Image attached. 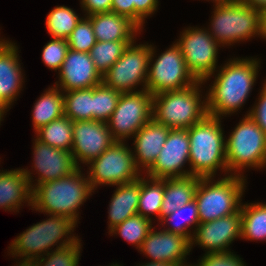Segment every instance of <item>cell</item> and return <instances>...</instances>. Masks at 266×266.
<instances>
[{
  "instance_id": "obj_1",
  "label": "cell",
  "mask_w": 266,
  "mask_h": 266,
  "mask_svg": "<svg viewBox=\"0 0 266 266\" xmlns=\"http://www.w3.org/2000/svg\"><path fill=\"white\" fill-rule=\"evenodd\" d=\"M215 76L206 93L207 113L223 118L237 112L246 103L260 70V59L253 57L228 59ZM218 71V72H217Z\"/></svg>"
},
{
  "instance_id": "obj_2",
  "label": "cell",
  "mask_w": 266,
  "mask_h": 266,
  "mask_svg": "<svg viewBox=\"0 0 266 266\" xmlns=\"http://www.w3.org/2000/svg\"><path fill=\"white\" fill-rule=\"evenodd\" d=\"M81 168L60 179L38 184L32 190V210L65 216L77 224L78 209L94 193Z\"/></svg>"
},
{
  "instance_id": "obj_3",
  "label": "cell",
  "mask_w": 266,
  "mask_h": 266,
  "mask_svg": "<svg viewBox=\"0 0 266 266\" xmlns=\"http://www.w3.org/2000/svg\"><path fill=\"white\" fill-rule=\"evenodd\" d=\"M221 119L207 114L200 122L187 129L190 143V175L213 178L218 170L228 175L226 136L221 127Z\"/></svg>"
},
{
  "instance_id": "obj_4",
  "label": "cell",
  "mask_w": 266,
  "mask_h": 266,
  "mask_svg": "<svg viewBox=\"0 0 266 266\" xmlns=\"http://www.w3.org/2000/svg\"><path fill=\"white\" fill-rule=\"evenodd\" d=\"M48 216L46 220L33 224L15 237L8 247L9 255L15 259L20 257L22 261L32 262L49 253V250L52 251L55 245L58 249L75 244L79 240L78 236L71 233L77 225L73 220L53 214Z\"/></svg>"
},
{
  "instance_id": "obj_5",
  "label": "cell",
  "mask_w": 266,
  "mask_h": 266,
  "mask_svg": "<svg viewBox=\"0 0 266 266\" xmlns=\"http://www.w3.org/2000/svg\"><path fill=\"white\" fill-rule=\"evenodd\" d=\"M204 84L198 81L184 89L153 95L152 118L170 129H189L200 122L208 114L206 95L200 90Z\"/></svg>"
},
{
  "instance_id": "obj_6",
  "label": "cell",
  "mask_w": 266,
  "mask_h": 266,
  "mask_svg": "<svg viewBox=\"0 0 266 266\" xmlns=\"http://www.w3.org/2000/svg\"><path fill=\"white\" fill-rule=\"evenodd\" d=\"M245 178L238 175H224L218 180L214 177L200 178L194 197L198 206L200 223L236 213L240 209L246 189Z\"/></svg>"
},
{
  "instance_id": "obj_7",
  "label": "cell",
  "mask_w": 266,
  "mask_h": 266,
  "mask_svg": "<svg viewBox=\"0 0 266 266\" xmlns=\"http://www.w3.org/2000/svg\"><path fill=\"white\" fill-rule=\"evenodd\" d=\"M225 145L228 175L245 177V168H266V133L249 115L225 138Z\"/></svg>"
},
{
  "instance_id": "obj_8",
  "label": "cell",
  "mask_w": 266,
  "mask_h": 266,
  "mask_svg": "<svg viewBox=\"0 0 266 266\" xmlns=\"http://www.w3.org/2000/svg\"><path fill=\"white\" fill-rule=\"evenodd\" d=\"M213 6L210 28L207 30L220 46H233L232 44L255 36L261 37L259 9L243 4L239 0Z\"/></svg>"
},
{
  "instance_id": "obj_9",
  "label": "cell",
  "mask_w": 266,
  "mask_h": 266,
  "mask_svg": "<svg viewBox=\"0 0 266 266\" xmlns=\"http://www.w3.org/2000/svg\"><path fill=\"white\" fill-rule=\"evenodd\" d=\"M88 165L87 176L94 191L100 185L131 183L143 175L126 142L116 141Z\"/></svg>"
},
{
  "instance_id": "obj_10",
  "label": "cell",
  "mask_w": 266,
  "mask_h": 266,
  "mask_svg": "<svg viewBox=\"0 0 266 266\" xmlns=\"http://www.w3.org/2000/svg\"><path fill=\"white\" fill-rule=\"evenodd\" d=\"M155 50L152 44L146 83V90L152 95L184 89L198 82L187 68L182 51L175 42L158 58Z\"/></svg>"
},
{
  "instance_id": "obj_11",
  "label": "cell",
  "mask_w": 266,
  "mask_h": 266,
  "mask_svg": "<svg viewBox=\"0 0 266 266\" xmlns=\"http://www.w3.org/2000/svg\"><path fill=\"white\" fill-rule=\"evenodd\" d=\"M153 95L146 89L121 93L106 122L115 141L124 142L152 119Z\"/></svg>"
},
{
  "instance_id": "obj_12",
  "label": "cell",
  "mask_w": 266,
  "mask_h": 266,
  "mask_svg": "<svg viewBox=\"0 0 266 266\" xmlns=\"http://www.w3.org/2000/svg\"><path fill=\"white\" fill-rule=\"evenodd\" d=\"M129 44L122 56L102 76V82L121 93L135 92L138 85L146 89L151 44Z\"/></svg>"
},
{
  "instance_id": "obj_13",
  "label": "cell",
  "mask_w": 266,
  "mask_h": 266,
  "mask_svg": "<svg viewBox=\"0 0 266 266\" xmlns=\"http://www.w3.org/2000/svg\"><path fill=\"white\" fill-rule=\"evenodd\" d=\"M175 43L179 46L186 66L197 81L207 82L217 69L218 51L221 47L208 30L190 27L183 30Z\"/></svg>"
},
{
  "instance_id": "obj_14",
  "label": "cell",
  "mask_w": 266,
  "mask_h": 266,
  "mask_svg": "<svg viewBox=\"0 0 266 266\" xmlns=\"http://www.w3.org/2000/svg\"><path fill=\"white\" fill-rule=\"evenodd\" d=\"M72 157L79 168L98 158L116 141L105 122L95 120L73 121ZM80 162V163H79Z\"/></svg>"
},
{
  "instance_id": "obj_15",
  "label": "cell",
  "mask_w": 266,
  "mask_h": 266,
  "mask_svg": "<svg viewBox=\"0 0 266 266\" xmlns=\"http://www.w3.org/2000/svg\"><path fill=\"white\" fill-rule=\"evenodd\" d=\"M189 150L187 129H170L156 161L143 174L161 179L190 176V170L183 169L186 163L189 164Z\"/></svg>"
},
{
  "instance_id": "obj_16",
  "label": "cell",
  "mask_w": 266,
  "mask_h": 266,
  "mask_svg": "<svg viewBox=\"0 0 266 266\" xmlns=\"http://www.w3.org/2000/svg\"><path fill=\"white\" fill-rule=\"evenodd\" d=\"M33 145L34 163L32 164L34 165L32 168L36 170L38 178L33 180L32 174L34 173L27 170L28 168H22L32 190L40 183L68 176L78 168L73 160L71 151L48 146L36 138L34 139ZM34 181L36 182L34 183Z\"/></svg>"
},
{
  "instance_id": "obj_17",
  "label": "cell",
  "mask_w": 266,
  "mask_h": 266,
  "mask_svg": "<svg viewBox=\"0 0 266 266\" xmlns=\"http://www.w3.org/2000/svg\"><path fill=\"white\" fill-rule=\"evenodd\" d=\"M241 238V210L210 222L199 223L191 240L193 245H200L206 253L228 252L229 246ZM229 248V249H228Z\"/></svg>"
},
{
  "instance_id": "obj_18",
  "label": "cell",
  "mask_w": 266,
  "mask_h": 266,
  "mask_svg": "<svg viewBox=\"0 0 266 266\" xmlns=\"http://www.w3.org/2000/svg\"><path fill=\"white\" fill-rule=\"evenodd\" d=\"M139 251L151 261L181 266L187 263L186 257L191 252V241L181 234L163 229L157 232L155 227H152Z\"/></svg>"
},
{
  "instance_id": "obj_19",
  "label": "cell",
  "mask_w": 266,
  "mask_h": 266,
  "mask_svg": "<svg viewBox=\"0 0 266 266\" xmlns=\"http://www.w3.org/2000/svg\"><path fill=\"white\" fill-rule=\"evenodd\" d=\"M58 75L59 80L54 85L63 92L88 89L102 83V76L96 70L90 54L70 48Z\"/></svg>"
},
{
  "instance_id": "obj_20",
  "label": "cell",
  "mask_w": 266,
  "mask_h": 266,
  "mask_svg": "<svg viewBox=\"0 0 266 266\" xmlns=\"http://www.w3.org/2000/svg\"><path fill=\"white\" fill-rule=\"evenodd\" d=\"M18 52L14 42L0 38V96L10 107L25 81Z\"/></svg>"
},
{
  "instance_id": "obj_21",
  "label": "cell",
  "mask_w": 266,
  "mask_h": 266,
  "mask_svg": "<svg viewBox=\"0 0 266 266\" xmlns=\"http://www.w3.org/2000/svg\"><path fill=\"white\" fill-rule=\"evenodd\" d=\"M169 131L170 128L157 123L152 118L132 137L134 138L132 143L134 146L133 157L140 170L145 172L154 164L165 144Z\"/></svg>"
},
{
  "instance_id": "obj_22",
  "label": "cell",
  "mask_w": 266,
  "mask_h": 266,
  "mask_svg": "<svg viewBox=\"0 0 266 266\" xmlns=\"http://www.w3.org/2000/svg\"><path fill=\"white\" fill-rule=\"evenodd\" d=\"M87 17L91 20L96 41H136L135 37L142 31L131 19L114 12Z\"/></svg>"
},
{
  "instance_id": "obj_23",
  "label": "cell",
  "mask_w": 266,
  "mask_h": 266,
  "mask_svg": "<svg viewBox=\"0 0 266 266\" xmlns=\"http://www.w3.org/2000/svg\"><path fill=\"white\" fill-rule=\"evenodd\" d=\"M24 202L32 207V188L23 170H0V208L15 213Z\"/></svg>"
},
{
  "instance_id": "obj_24",
  "label": "cell",
  "mask_w": 266,
  "mask_h": 266,
  "mask_svg": "<svg viewBox=\"0 0 266 266\" xmlns=\"http://www.w3.org/2000/svg\"><path fill=\"white\" fill-rule=\"evenodd\" d=\"M108 208V230L137 214L140 197V178L116 185Z\"/></svg>"
},
{
  "instance_id": "obj_25",
  "label": "cell",
  "mask_w": 266,
  "mask_h": 266,
  "mask_svg": "<svg viewBox=\"0 0 266 266\" xmlns=\"http://www.w3.org/2000/svg\"><path fill=\"white\" fill-rule=\"evenodd\" d=\"M199 179L200 177L193 175L164 178V196L160 210V220L194 199Z\"/></svg>"
},
{
  "instance_id": "obj_26",
  "label": "cell",
  "mask_w": 266,
  "mask_h": 266,
  "mask_svg": "<svg viewBox=\"0 0 266 266\" xmlns=\"http://www.w3.org/2000/svg\"><path fill=\"white\" fill-rule=\"evenodd\" d=\"M63 116V91L53 85L41 94L33 106L32 123L34 131Z\"/></svg>"
},
{
  "instance_id": "obj_27",
  "label": "cell",
  "mask_w": 266,
  "mask_h": 266,
  "mask_svg": "<svg viewBox=\"0 0 266 266\" xmlns=\"http://www.w3.org/2000/svg\"><path fill=\"white\" fill-rule=\"evenodd\" d=\"M241 239L266 241V203H241Z\"/></svg>"
},
{
  "instance_id": "obj_28",
  "label": "cell",
  "mask_w": 266,
  "mask_h": 266,
  "mask_svg": "<svg viewBox=\"0 0 266 266\" xmlns=\"http://www.w3.org/2000/svg\"><path fill=\"white\" fill-rule=\"evenodd\" d=\"M164 196V179L140 177V197L137 214L150 220L152 214L160 221V210ZM150 216V217H149Z\"/></svg>"
},
{
  "instance_id": "obj_29",
  "label": "cell",
  "mask_w": 266,
  "mask_h": 266,
  "mask_svg": "<svg viewBox=\"0 0 266 266\" xmlns=\"http://www.w3.org/2000/svg\"><path fill=\"white\" fill-rule=\"evenodd\" d=\"M73 121L63 116L35 131L36 139L48 146L71 151L73 144Z\"/></svg>"
},
{
  "instance_id": "obj_30",
  "label": "cell",
  "mask_w": 266,
  "mask_h": 266,
  "mask_svg": "<svg viewBox=\"0 0 266 266\" xmlns=\"http://www.w3.org/2000/svg\"><path fill=\"white\" fill-rule=\"evenodd\" d=\"M186 213L188 214L187 216ZM159 222L161 223L160 225L164 226L163 230L181 234L191 241L194 232L200 223L198 206L195 198L184 206L179 207L175 212L164 216ZM170 223H172L171 226L169 225ZM165 225H168L169 227L165 228ZM193 226L195 227L194 230ZM190 229H192V231Z\"/></svg>"
},
{
  "instance_id": "obj_31",
  "label": "cell",
  "mask_w": 266,
  "mask_h": 266,
  "mask_svg": "<svg viewBox=\"0 0 266 266\" xmlns=\"http://www.w3.org/2000/svg\"><path fill=\"white\" fill-rule=\"evenodd\" d=\"M64 116L72 121L93 120V87L63 92Z\"/></svg>"
},
{
  "instance_id": "obj_32",
  "label": "cell",
  "mask_w": 266,
  "mask_h": 266,
  "mask_svg": "<svg viewBox=\"0 0 266 266\" xmlns=\"http://www.w3.org/2000/svg\"><path fill=\"white\" fill-rule=\"evenodd\" d=\"M81 18L68 6H55L46 17V29L52 38L67 40Z\"/></svg>"
},
{
  "instance_id": "obj_33",
  "label": "cell",
  "mask_w": 266,
  "mask_h": 266,
  "mask_svg": "<svg viewBox=\"0 0 266 266\" xmlns=\"http://www.w3.org/2000/svg\"><path fill=\"white\" fill-rule=\"evenodd\" d=\"M134 41H96L89 54L96 70L103 76Z\"/></svg>"
},
{
  "instance_id": "obj_34",
  "label": "cell",
  "mask_w": 266,
  "mask_h": 266,
  "mask_svg": "<svg viewBox=\"0 0 266 266\" xmlns=\"http://www.w3.org/2000/svg\"><path fill=\"white\" fill-rule=\"evenodd\" d=\"M152 221L153 220L143 217L140 214H135L110 229L109 234H111L110 236L119 234L123 239L128 243H132V245L136 246L135 248L139 250L148 232L153 227Z\"/></svg>"
},
{
  "instance_id": "obj_35",
  "label": "cell",
  "mask_w": 266,
  "mask_h": 266,
  "mask_svg": "<svg viewBox=\"0 0 266 266\" xmlns=\"http://www.w3.org/2000/svg\"><path fill=\"white\" fill-rule=\"evenodd\" d=\"M121 92L103 82L93 87V120L107 122L114 112Z\"/></svg>"
},
{
  "instance_id": "obj_36",
  "label": "cell",
  "mask_w": 266,
  "mask_h": 266,
  "mask_svg": "<svg viewBox=\"0 0 266 266\" xmlns=\"http://www.w3.org/2000/svg\"><path fill=\"white\" fill-rule=\"evenodd\" d=\"M81 240L75 244L54 249L32 261L33 266H78L82 249Z\"/></svg>"
},
{
  "instance_id": "obj_37",
  "label": "cell",
  "mask_w": 266,
  "mask_h": 266,
  "mask_svg": "<svg viewBox=\"0 0 266 266\" xmlns=\"http://www.w3.org/2000/svg\"><path fill=\"white\" fill-rule=\"evenodd\" d=\"M71 50L89 53L96 43L91 20L84 16L77 23L76 28L67 38Z\"/></svg>"
},
{
  "instance_id": "obj_38",
  "label": "cell",
  "mask_w": 266,
  "mask_h": 266,
  "mask_svg": "<svg viewBox=\"0 0 266 266\" xmlns=\"http://www.w3.org/2000/svg\"><path fill=\"white\" fill-rule=\"evenodd\" d=\"M68 49L67 40L52 38L42 50V61L49 69L59 72Z\"/></svg>"
},
{
  "instance_id": "obj_39",
  "label": "cell",
  "mask_w": 266,
  "mask_h": 266,
  "mask_svg": "<svg viewBox=\"0 0 266 266\" xmlns=\"http://www.w3.org/2000/svg\"><path fill=\"white\" fill-rule=\"evenodd\" d=\"M199 260L197 266H246L243 259L231 251L204 253Z\"/></svg>"
},
{
  "instance_id": "obj_40",
  "label": "cell",
  "mask_w": 266,
  "mask_h": 266,
  "mask_svg": "<svg viewBox=\"0 0 266 266\" xmlns=\"http://www.w3.org/2000/svg\"><path fill=\"white\" fill-rule=\"evenodd\" d=\"M134 2V23L141 29L145 19L155 13L159 6V0H133Z\"/></svg>"
},
{
  "instance_id": "obj_41",
  "label": "cell",
  "mask_w": 266,
  "mask_h": 266,
  "mask_svg": "<svg viewBox=\"0 0 266 266\" xmlns=\"http://www.w3.org/2000/svg\"><path fill=\"white\" fill-rule=\"evenodd\" d=\"M258 102L254 104L247 115H249L257 125L266 133V79L258 97Z\"/></svg>"
},
{
  "instance_id": "obj_42",
  "label": "cell",
  "mask_w": 266,
  "mask_h": 266,
  "mask_svg": "<svg viewBox=\"0 0 266 266\" xmlns=\"http://www.w3.org/2000/svg\"><path fill=\"white\" fill-rule=\"evenodd\" d=\"M85 16L111 12L112 0H80Z\"/></svg>"
},
{
  "instance_id": "obj_43",
  "label": "cell",
  "mask_w": 266,
  "mask_h": 266,
  "mask_svg": "<svg viewBox=\"0 0 266 266\" xmlns=\"http://www.w3.org/2000/svg\"><path fill=\"white\" fill-rule=\"evenodd\" d=\"M111 12L124 15L134 22L133 0H112Z\"/></svg>"
},
{
  "instance_id": "obj_44",
  "label": "cell",
  "mask_w": 266,
  "mask_h": 266,
  "mask_svg": "<svg viewBox=\"0 0 266 266\" xmlns=\"http://www.w3.org/2000/svg\"><path fill=\"white\" fill-rule=\"evenodd\" d=\"M241 3L246 4L248 6H252L256 9H263L266 7V0H239Z\"/></svg>"
},
{
  "instance_id": "obj_45",
  "label": "cell",
  "mask_w": 266,
  "mask_h": 266,
  "mask_svg": "<svg viewBox=\"0 0 266 266\" xmlns=\"http://www.w3.org/2000/svg\"><path fill=\"white\" fill-rule=\"evenodd\" d=\"M261 37L266 39V7L260 10Z\"/></svg>"
},
{
  "instance_id": "obj_46",
  "label": "cell",
  "mask_w": 266,
  "mask_h": 266,
  "mask_svg": "<svg viewBox=\"0 0 266 266\" xmlns=\"http://www.w3.org/2000/svg\"><path fill=\"white\" fill-rule=\"evenodd\" d=\"M139 266H178L175 264H171V263H161V262H156V261H150L147 263H143V264H139Z\"/></svg>"
},
{
  "instance_id": "obj_47",
  "label": "cell",
  "mask_w": 266,
  "mask_h": 266,
  "mask_svg": "<svg viewBox=\"0 0 266 266\" xmlns=\"http://www.w3.org/2000/svg\"><path fill=\"white\" fill-rule=\"evenodd\" d=\"M8 109H11V107L0 96V112L4 115L6 111H9Z\"/></svg>"
},
{
  "instance_id": "obj_48",
  "label": "cell",
  "mask_w": 266,
  "mask_h": 266,
  "mask_svg": "<svg viewBox=\"0 0 266 266\" xmlns=\"http://www.w3.org/2000/svg\"><path fill=\"white\" fill-rule=\"evenodd\" d=\"M212 1H213V3H215V6H216V5H223V4L233 3V2H235L237 0H212Z\"/></svg>"
},
{
  "instance_id": "obj_49",
  "label": "cell",
  "mask_w": 266,
  "mask_h": 266,
  "mask_svg": "<svg viewBox=\"0 0 266 266\" xmlns=\"http://www.w3.org/2000/svg\"><path fill=\"white\" fill-rule=\"evenodd\" d=\"M14 266H33V264H32L31 261H22V260H20Z\"/></svg>"
},
{
  "instance_id": "obj_50",
  "label": "cell",
  "mask_w": 266,
  "mask_h": 266,
  "mask_svg": "<svg viewBox=\"0 0 266 266\" xmlns=\"http://www.w3.org/2000/svg\"><path fill=\"white\" fill-rule=\"evenodd\" d=\"M3 117H4V115L0 112V123H1V121L4 120ZM0 125H1V124H0Z\"/></svg>"
},
{
  "instance_id": "obj_51",
  "label": "cell",
  "mask_w": 266,
  "mask_h": 266,
  "mask_svg": "<svg viewBox=\"0 0 266 266\" xmlns=\"http://www.w3.org/2000/svg\"><path fill=\"white\" fill-rule=\"evenodd\" d=\"M181 266H197V264L192 265V264H188V263H186V264H183V265H181Z\"/></svg>"
}]
</instances>
